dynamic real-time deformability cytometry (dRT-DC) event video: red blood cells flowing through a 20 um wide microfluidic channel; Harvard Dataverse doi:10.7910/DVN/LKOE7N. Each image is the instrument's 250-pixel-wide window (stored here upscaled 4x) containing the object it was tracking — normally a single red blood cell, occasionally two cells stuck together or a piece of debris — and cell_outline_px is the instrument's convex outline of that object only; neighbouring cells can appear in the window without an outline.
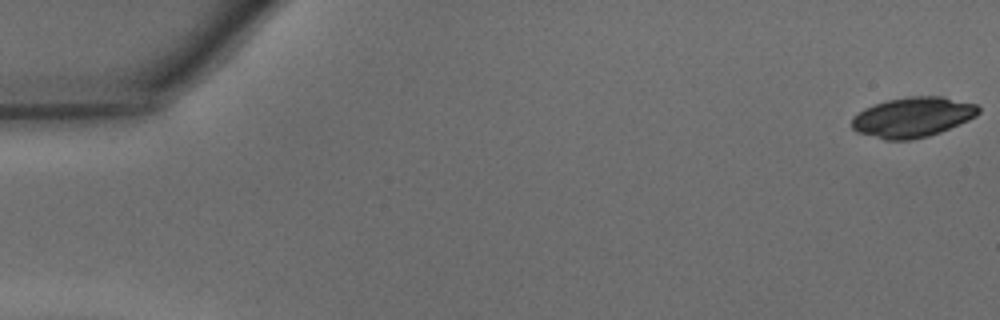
{"species": "common noctule bat (a hibernating species)", "species_latin": "Nyctalus noctula", "temperature_condition": "warm", "stored_images_in_passage": 47, "camera_frame_rate_fps": 3000, "um_per_image_px": 0.085, "animal": {"sex": "male", "body_mass_g": 15.6}, "frame": {"image": 1, "passage_image": 1, "time_ms": 0.0, "image_size_px": [1000, 320], "cell_outline_px": [[980, 112], [976, 116], [960, 124], [940, 132], [928, 136], [908, 140], [884, 140], [856, 132], [852, 128], [852, 116], [864, 108], [888, 100], [908, 96], [940, 96], [976, 104], [980, 108]], "centroid_in_image_um": [77.56, 9.96], "position_along_channel_um": 7.4, "area_um2": 29.59}}
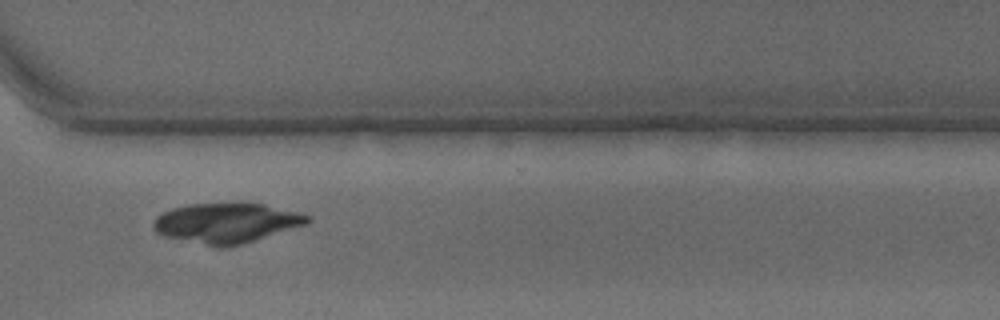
{"frame": {"image": 2, "passage_image": 35, "time_ms": 11.333, "image_size_px": [1000, 320], "cell_outline_px": [[312, 220], [308, 224], [240, 244], [224, 248], [220, 248], [164, 236], [156, 232], [152, 228], [152, 224], [156, 216], [172, 208], [192, 204], [264, 204], [312, 216]], "centroid_in_image_um": [19.23, 18.96], "position_along_channel_um": 351.4, "area_um2": 35.49}}
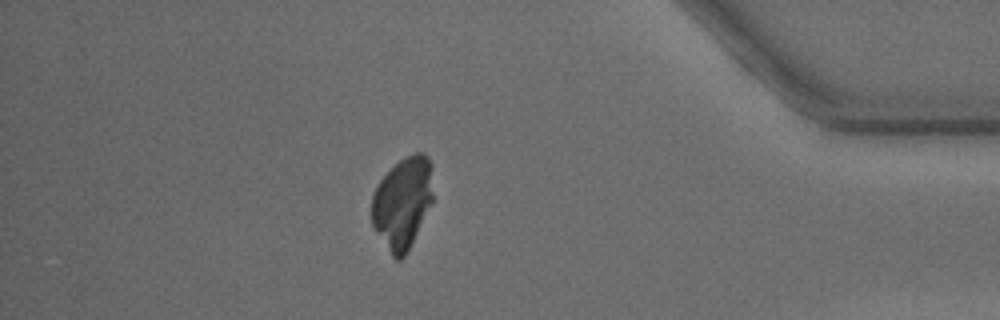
{"frame": {"image": 3, "passage_image": 41, "time_ms": 13.333, "image_size_px": [1000, 320], "cell_outline_px": [[432, 200], [404, 256], [400, 260], [396, 260], [392, 256], [372, 224], [372, 192], [380, 180], [404, 156], [416, 152], [424, 152], [428, 156], [432, 164]], "centroid_in_image_um": [34.21, 17.17], "position_along_channel_um": 401.0, "area_um2": 32.14}}